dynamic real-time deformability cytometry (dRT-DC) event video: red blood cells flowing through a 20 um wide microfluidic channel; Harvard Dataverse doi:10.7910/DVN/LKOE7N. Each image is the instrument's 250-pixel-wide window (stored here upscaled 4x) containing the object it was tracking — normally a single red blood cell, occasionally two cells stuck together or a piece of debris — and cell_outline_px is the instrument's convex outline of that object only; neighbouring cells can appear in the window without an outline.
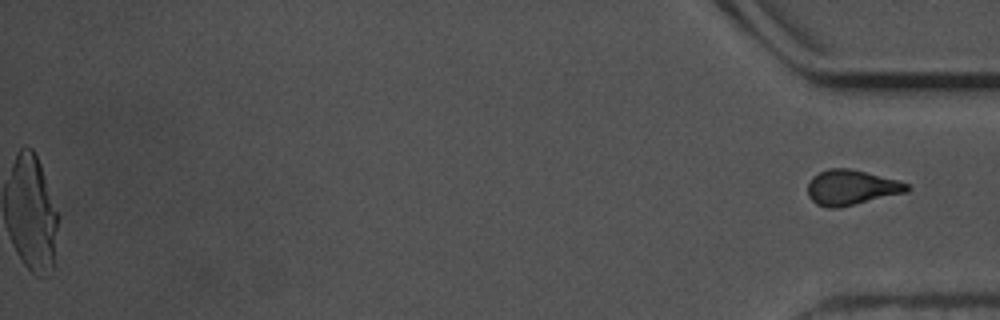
{"species": "common noctule bat (a hibernating species)", "species_latin": "Nyctalus noctula", "temperature_condition": "warm", "stored_images_in_passage": 58, "camera_frame_rate_fps": 3000, "um_per_image_px": 0.085, "animal": {"sex": "male", "body_mass_g": 17.5, "forearm_length_mm": 52.3}, "frame": {"image": 1, "passage_image": 58, "time_ms": 19.0, "image_size_px": [1000, 320], "cell_outline_px": [[912, 188], [908, 192], [840, 208], [828, 208], [816, 204], [808, 196], [808, 184], [812, 176], [828, 168], [848, 168], [896, 180], [908, 184]], "centroid_in_image_um": [72.36, 15.95], "position_along_channel_um": 362.8, "area_um2": 20.35}}